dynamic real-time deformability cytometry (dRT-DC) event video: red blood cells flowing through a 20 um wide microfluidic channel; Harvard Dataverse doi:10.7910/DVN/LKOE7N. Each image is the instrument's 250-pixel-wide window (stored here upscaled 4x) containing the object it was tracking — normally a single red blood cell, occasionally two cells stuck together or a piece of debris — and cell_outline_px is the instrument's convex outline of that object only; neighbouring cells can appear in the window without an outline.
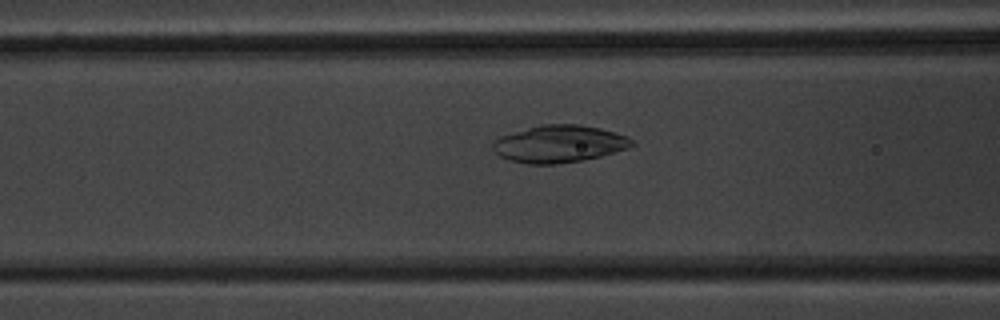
{"species": "common noctule bat (a hibernating species)", "species_latin": "Nyctalus noctula", "temperature_condition": "warm", "stored_images_in_passage": 51, "camera_frame_rate_fps": 3000, "um_per_image_px": 0.085, "animal": {"sex": "male", "body_mass_g": 20.1, "forearm_length_mm": 53.5}, "frame": {"image": 1, "passage_image": 21, "time_ms": 6.667, "image_size_px": [1000, 320], "cell_outline_px": [[636, 144], [628, 148], [600, 156], [580, 160], [556, 164], [528, 164], [508, 160], [500, 156], [492, 148], [492, 144], [500, 136], [528, 128], [544, 124], [576, 124], [600, 128], [628, 136]], "centroid_in_image_um": [47.54, 12.23], "position_along_channel_um": 119.1, "area_um2": 29.94}}
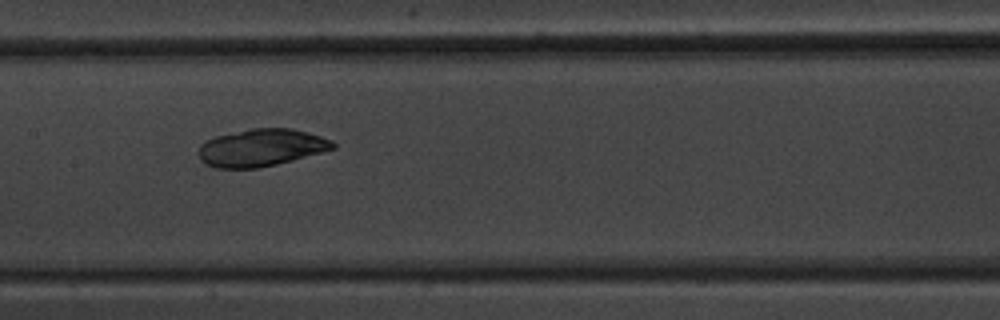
{"frame": {"image": 2, "passage_image": 26, "time_ms": 8.333, "image_size_px": [1000, 320], "cell_outline_px": [[336, 148], [292, 160], [276, 164], [256, 168], [216, 168], [204, 164], [200, 160], [200, 144], [204, 140], [216, 136], [252, 128], [292, 128], [308, 132], [332, 140], [336, 144]], "centroid_in_image_um": [22.2, 12.55], "position_along_channel_um": 185.2, "area_um2": 29.19}}
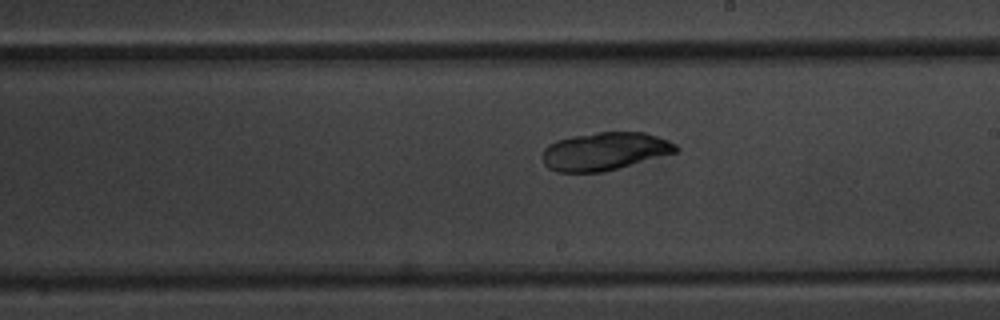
{"frame": {"image": 3, "passage_image": 30, "time_ms": 9.667, "image_size_px": [1000, 320], "cell_outline_px": [[680, 148], [676, 152], [604, 172], [556, 172], [548, 168], [544, 164], [544, 148], [548, 144], [556, 140], [572, 136], [596, 132], [644, 132], [668, 140], [676, 144]], "centroid_in_image_um": [51.39, 12.86], "position_along_channel_um": 237.6, "area_um2": 29.48}}